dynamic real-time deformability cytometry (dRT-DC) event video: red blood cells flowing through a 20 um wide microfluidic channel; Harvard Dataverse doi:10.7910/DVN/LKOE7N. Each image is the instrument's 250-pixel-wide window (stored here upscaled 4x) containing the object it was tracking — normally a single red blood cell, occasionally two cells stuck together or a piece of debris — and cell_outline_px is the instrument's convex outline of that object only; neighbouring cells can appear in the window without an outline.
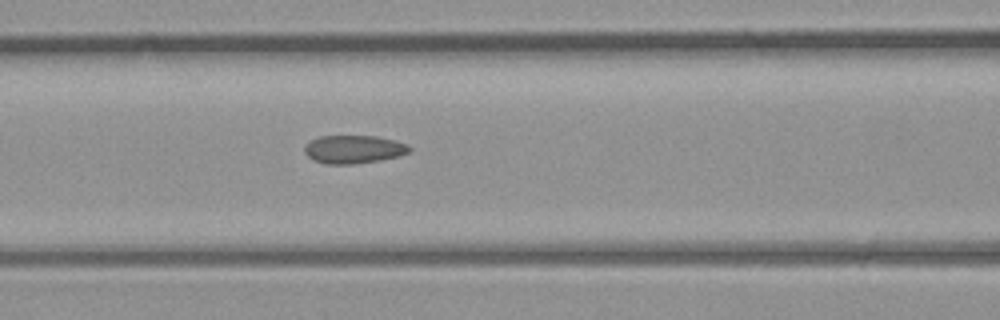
{"species": "common noctule bat (a hibernating species)", "species_latin": "Nyctalus noctula", "temperature_condition": "room temperature", "stored_images_in_passage": 5, "camera_frame_rate_fps": 3000, "um_per_image_px": 0.085, "animal": {"sex": "male", "body_mass_g": 23.1, "forearm_length_mm": 52.7}, "frame": {"image": 1, "passage_image": 5, "time_ms": 4.667, "image_size_px": [1000, 320], "cell_outline_px": [[412, 148], [408, 152], [400, 156], [380, 160], [352, 164], [324, 164], [312, 160], [304, 152], [304, 148], [312, 140], [320, 136], [376, 136], [396, 140], [408, 144]], "centroid_in_image_um": [30.09, 12.69], "position_along_channel_um": 136.5, "area_um2": 17.28}}